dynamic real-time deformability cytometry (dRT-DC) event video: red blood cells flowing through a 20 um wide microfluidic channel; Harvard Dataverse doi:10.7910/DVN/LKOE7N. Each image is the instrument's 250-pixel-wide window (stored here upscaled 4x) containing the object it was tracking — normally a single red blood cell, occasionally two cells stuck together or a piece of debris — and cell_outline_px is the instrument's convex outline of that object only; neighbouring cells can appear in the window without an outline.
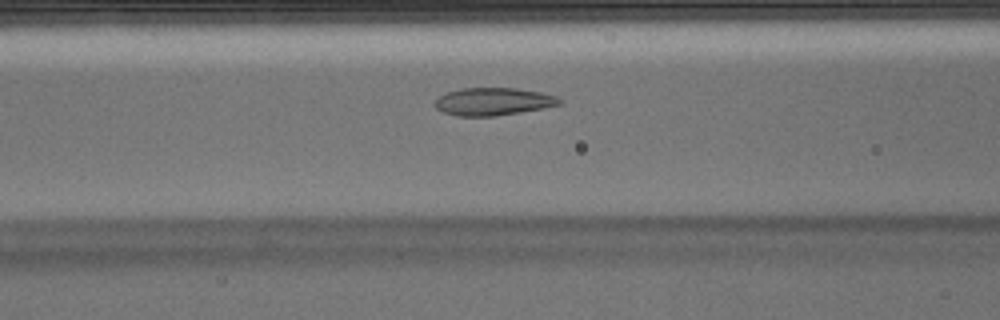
{"species": "Egyptian fruit bat (a non-hibernating species)", "species_latin": "Rousettus aegyptiacus", "temperature_condition": "warm", "stored_images_in_passage": 47, "camera_frame_rate_fps": 3000, "um_per_image_px": 0.085, "animal": {"sex": "male"}, "frame": {"image": 1, "passage_image": 16, "time_ms": 5.0, "image_size_px": [1000, 320], "cell_outline_px": [[560, 104], [544, 108], [496, 116], [456, 116], [440, 112], [432, 104], [440, 96], [448, 92], [460, 88], [516, 88], [540, 92], [556, 96], [560, 100]], "centroid_in_image_um": [41.87, 8.64], "position_along_channel_um": 124.7, "area_um2": 20.11}}
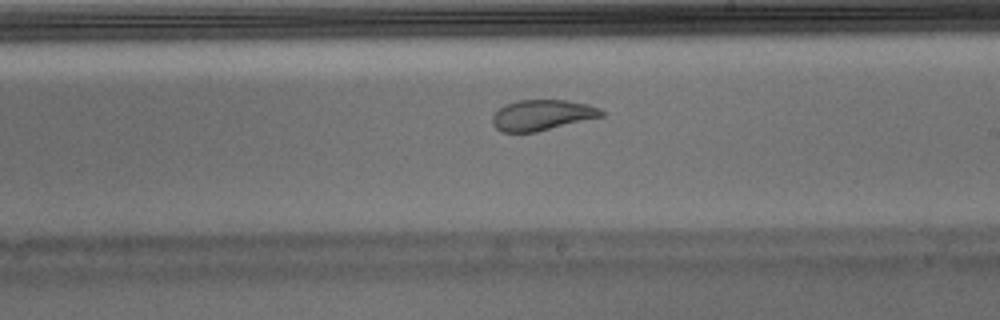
{"frame": {"image": 2, "passage_image": 25, "time_ms": 8.0, "image_size_px": [1000, 320], "cell_outline_px": [[604, 116], [536, 132], [504, 132], [496, 128], [492, 124], [492, 116], [504, 104], [516, 100], [568, 100], [588, 104], [600, 108], [604, 112]], "centroid_in_image_um": [46.08, 9.77], "position_along_channel_um": 242.9, "area_um2": 19.54}}
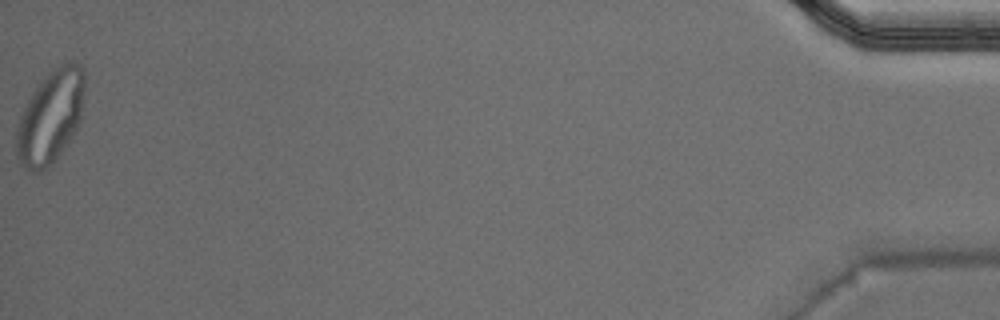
{"frame": {"image": 3, "passage_image": 47, "time_ms": 15.333, "image_size_px": [1000, 320], "cell_outline_px": [[84, 92], [80, 124], [76, 132], [52, 164], [40, 172], [32, 172], [24, 168], [16, 156], [16, 132], [20, 116], [36, 84], [56, 64], [80, 64], [84, 68]], "centroid_in_image_um": [4.29, 9.94], "position_along_channel_um": 430.9, "area_um2": 37.34}, "authors_computed_cell_mechanics": {"area_um2": 21.5594, "velocity_mm_per_s": 3.947, "shape_relaxation_time_tau1_ms": null, "shape_relaxation_time_tau2_ms": 1.1887, "deformation_change_tau1": null, "deformation_change_tau2": 0.0527}}